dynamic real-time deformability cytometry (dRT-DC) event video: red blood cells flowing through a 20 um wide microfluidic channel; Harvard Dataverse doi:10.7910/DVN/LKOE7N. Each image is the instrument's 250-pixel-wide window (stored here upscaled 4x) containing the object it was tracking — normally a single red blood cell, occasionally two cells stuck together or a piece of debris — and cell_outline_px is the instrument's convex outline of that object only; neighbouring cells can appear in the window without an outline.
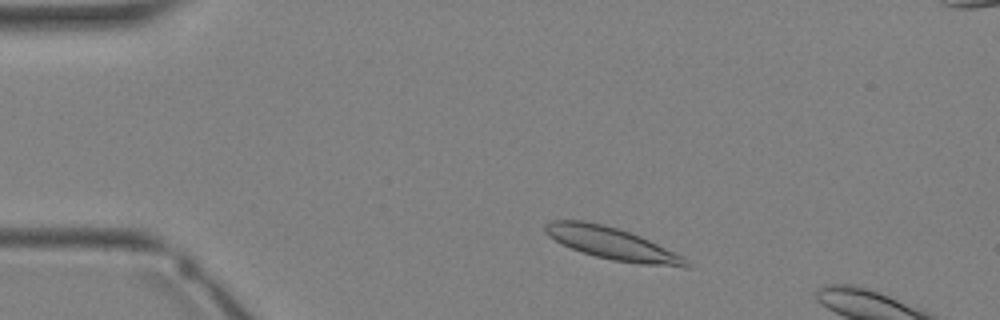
{"species": "Egyptian fruit bat (a non-hibernating species)", "species_latin": "Rousettus aegyptiacus", "temperature_condition": "warm", "stored_images_in_passage": 7, "camera_frame_rate_fps": 3000, "um_per_image_px": 0.085, "animal": {"sex": "female"}, "frame": {"image": 1, "passage_image": 4, "time_ms": 1.0, "image_size_px": [1000, 320], "cell_outline_px": [[692, 268], [684, 268], [640, 264], [612, 260], [580, 252], [548, 236], [544, 232], [544, 224], [552, 220], [584, 220], [604, 224], [640, 236], [684, 256], [688, 260]], "centroid_in_image_um": [52.07, 20.71], "position_along_channel_um": 32.9, "area_um2": 26.53}}